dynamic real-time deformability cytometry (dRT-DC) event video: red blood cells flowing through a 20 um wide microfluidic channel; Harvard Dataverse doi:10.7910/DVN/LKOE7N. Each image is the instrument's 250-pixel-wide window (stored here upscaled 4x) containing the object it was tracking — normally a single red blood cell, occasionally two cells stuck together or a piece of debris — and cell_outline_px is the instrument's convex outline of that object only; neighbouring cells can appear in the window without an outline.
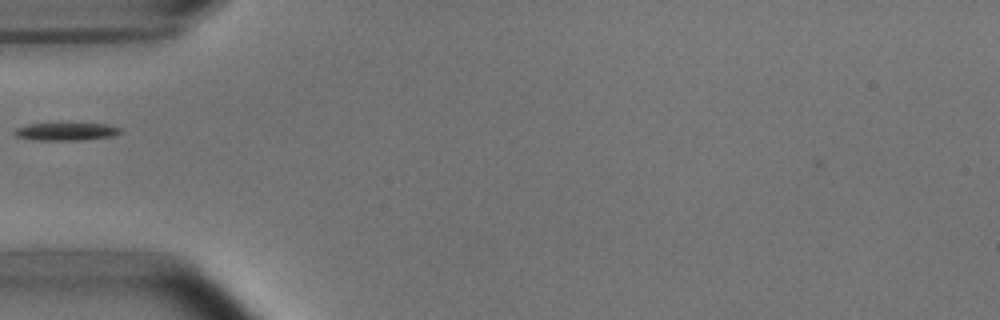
{"species": "common noctule bat (a hibernating species)", "species_latin": "Nyctalus noctula", "temperature_condition": "room temperature", "stored_images_in_passage": 36, "camera_frame_rate_fps": 3000, "um_per_image_px": 0.085, "animal": {"sex": "male", "body_mass_g": 15.6}, "frame": {"image": 1, "passage_image": 1, "time_ms": 0.0, "image_size_px": [1000, 320], "cell_outline_px": [[124, 132], [112, 136], [84, 140], [36, 140], [16, 136], [12, 132], [16, 128], [28, 124], [104, 124], [120, 128]], "centroid_in_image_um": [5.62, 11.19], "position_along_channel_um": 79.4, "area_um2": 10.81}}
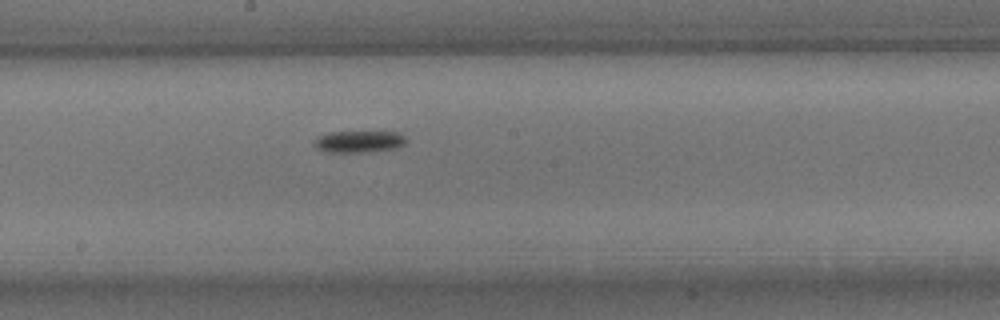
{"frame": {"image": 2, "passage_image": 12, "time_ms": 3.667, "image_size_px": [1000, 320], "cell_outline_px": [[408, 140], [404, 144], [396, 148], [364, 152], [324, 152], [316, 148], [312, 144], [312, 140], [328, 132], [400, 132]], "centroid_in_image_um": [30.48, 12.03], "position_along_channel_um": 217.7, "area_um2": 11.79}}
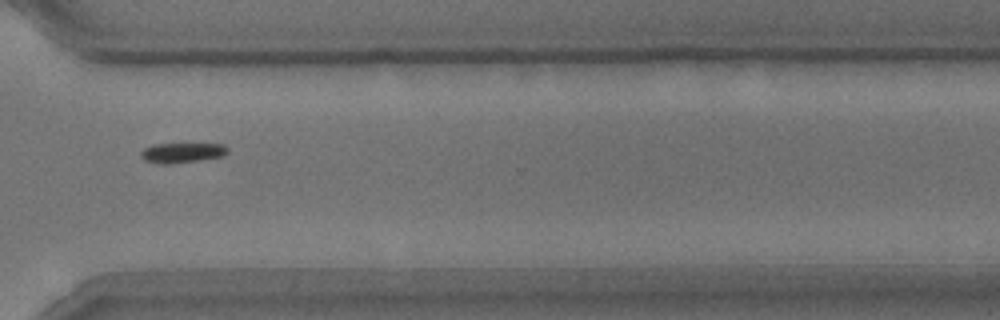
{"frame": {"image": 3, "passage_image": 23, "time_ms": 7.333, "image_size_px": [1000, 320], "cell_outline_px": [[228, 152], [224, 156], [168, 164], [160, 164], [144, 160], [140, 156], [140, 152], [144, 148], [152, 144], [224, 144], [228, 148]], "centroid_in_image_um": [15.45, 12.97], "position_along_channel_um": 355.1, "area_um2": 10.06}}